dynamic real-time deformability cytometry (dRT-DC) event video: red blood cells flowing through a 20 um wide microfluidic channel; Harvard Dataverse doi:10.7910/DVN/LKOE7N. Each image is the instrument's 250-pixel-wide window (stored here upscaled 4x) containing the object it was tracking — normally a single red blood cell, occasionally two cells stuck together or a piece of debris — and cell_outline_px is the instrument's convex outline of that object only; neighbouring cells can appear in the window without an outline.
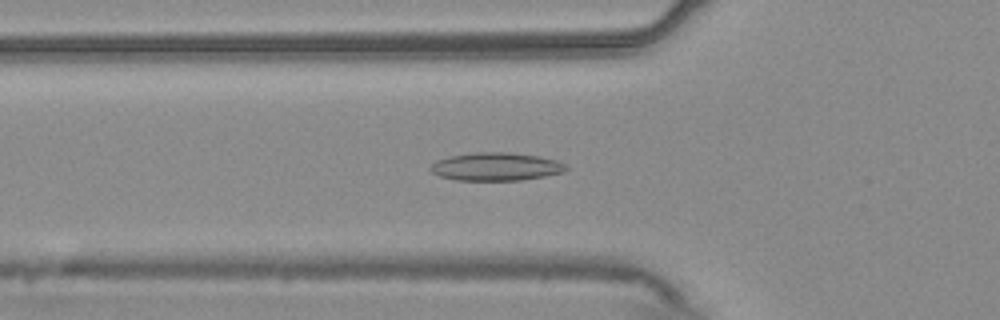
{"species": "common noctule bat (a hibernating species)", "species_latin": "Nyctalus noctula", "temperature_condition": "warm", "stored_images_in_passage": 47, "camera_frame_rate_fps": 3000, "um_per_image_px": 0.085, "animal": {"sex": "male", "body_mass_g": 20.4}, "frame": {"image": 1, "passage_image": 12, "time_ms": 3.667, "image_size_px": [1000, 320], "cell_outline_px": [[568, 168], [564, 172], [544, 176], [520, 180], [456, 180], [440, 176], [432, 172], [428, 168], [436, 160], [452, 156], [476, 152], [508, 152], [540, 156], [556, 160], [564, 164]], "centroid_in_image_um": [42.16, 14.16], "position_along_channel_um": 83.6, "area_um2": 22.08}}
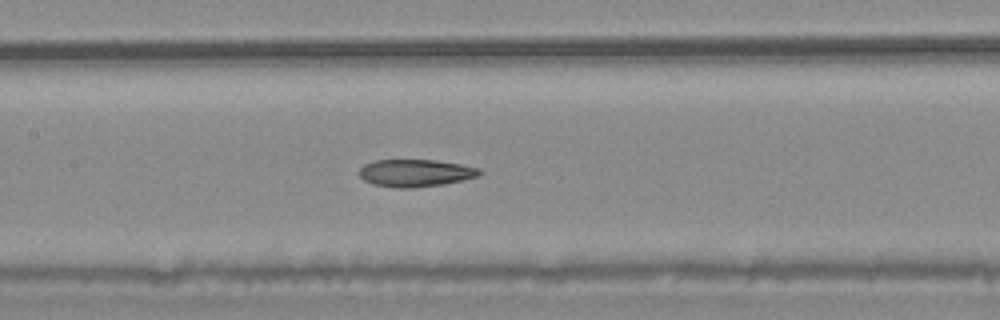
{"frame": {"image": 2, "passage_image": 19, "time_ms": 6.0, "image_size_px": [1000, 320], "cell_outline_px": [[484, 172], [480, 176], [464, 180], [444, 184], [412, 188], [396, 188], [372, 184], [364, 180], [360, 176], [360, 168], [364, 164], [376, 160], [436, 160], [460, 164], [480, 168]], "centroid_in_image_um": [35.36, 14.71], "position_along_channel_um": 172.0, "area_um2": 19.36}}
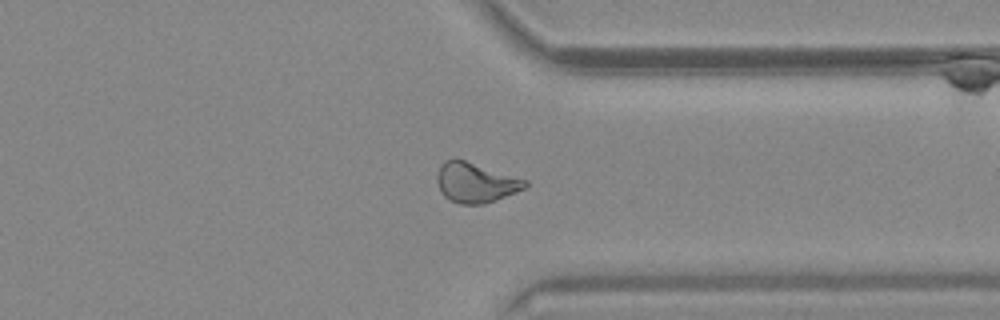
{"frame": {"image": 3, "passage_image": 35, "time_ms": 11.333, "image_size_px": [1000, 320], "cell_outline_px": [[528, 184], [524, 188], [516, 192], [496, 200], [480, 204], [460, 204], [444, 196], [436, 180], [436, 176], [440, 164], [444, 160], [456, 156], [528, 180]], "centroid_in_image_um": [40.41, 15.47], "position_along_channel_um": 371.0, "area_um2": 20.81}, "authors_computed_cell_mechanics": {"area_um2": 20.3456, "velocity_mm_per_s": 3.7433, "shape_relaxation_time_tau1_ms": null, "shape_relaxation_time_tau2_ms": 3.1886, "deformation_change_tau1": null, "deformation_change_tau2": 0.1006}}